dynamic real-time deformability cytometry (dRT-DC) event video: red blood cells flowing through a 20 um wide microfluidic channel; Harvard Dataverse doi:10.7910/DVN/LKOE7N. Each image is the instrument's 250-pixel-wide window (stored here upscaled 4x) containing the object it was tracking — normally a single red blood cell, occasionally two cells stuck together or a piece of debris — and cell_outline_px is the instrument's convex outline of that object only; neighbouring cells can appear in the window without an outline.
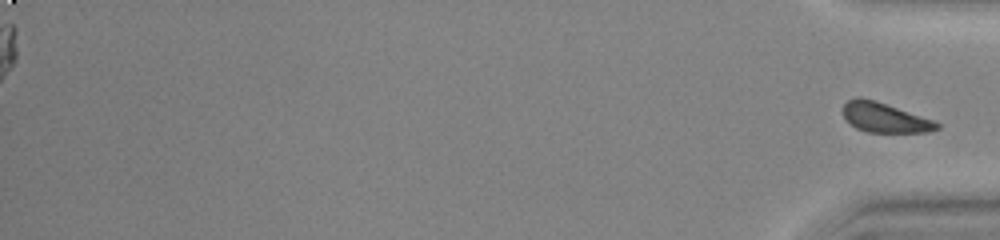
{"species": "common noctule bat (a hibernating species)", "species_latin": "Nyctalus noctula", "temperature_condition": "warm", "stored_images_in_passage": 46, "segment_of_instrument_passage": [2, 2], "camera_frame_rate_fps": 3000, "um_per_image_px": 0.085, "animal": {"sex": "female", "body_mass_g": 23.0, "forearm_length_mm": 53.4}, "frame": {"image": 1, "passage_image": 46, "time_ms": 15.0, "image_size_px": [1000, 240], "cell_outline_px": [[940, 128], [928, 132], [868, 132], [856, 128], [844, 116], [844, 104], [848, 100], [860, 96], [876, 100], [932, 120], [940, 124]], "centroid_in_image_um": [75.2, 9.99], "position_along_channel_um": 360.0, "area_um2": 16.01}}